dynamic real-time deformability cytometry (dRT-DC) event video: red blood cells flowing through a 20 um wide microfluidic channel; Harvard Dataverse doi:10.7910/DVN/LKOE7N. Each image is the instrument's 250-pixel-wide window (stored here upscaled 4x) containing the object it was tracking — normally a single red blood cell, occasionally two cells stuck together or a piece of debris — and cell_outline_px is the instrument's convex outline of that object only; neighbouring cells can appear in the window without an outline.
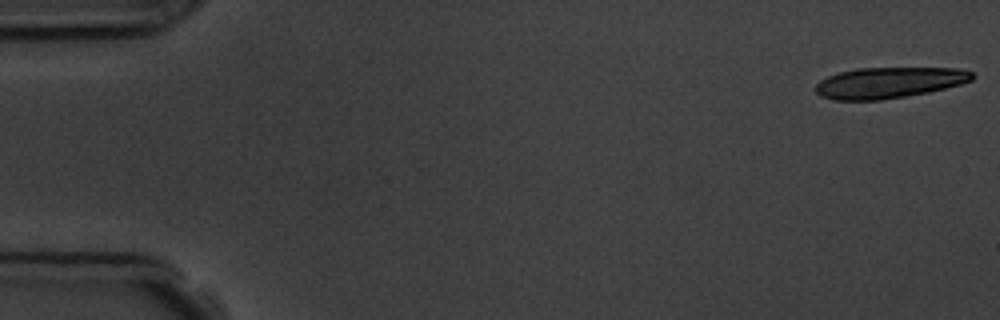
{"species": "common noctule bat (a hibernating species)", "species_latin": "Nyctalus noctula", "temperature_condition": "room temperature", "stored_images_in_passage": 9, "camera_frame_rate_fps": 3000, "um_per_image_px": 0.085, "animal": {"sex": "male", "body_mass_g": 19.5, "forearm_length_mm": 54.6}, "frame": {"image": 1, "passage_image": 1, "time_ms": 0.0, "image_size_px": [1000, 320], "cell_outline_px": [[976, 76], [972, 80], [960, 84], [928, 92], [880, 100], [832, 100], [820, 96], [816, 92], [816, 84], [820, 80], [828, 76], [840, 72], [856, 68], [960, 68], [972, 72]], "centroid_in_image_um": [75.55, 7.02], "position_along_channel_um": 9.4, "area_um2": 28.21}}
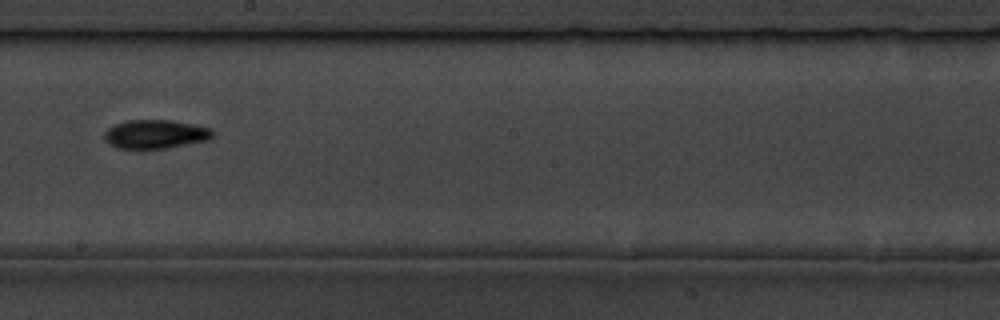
{"frame": {"image": 2, "passage_image": 9, "time_ms": 10.0, "image_size_px": [1000, 320], "cell_outline_px": [[212, 140], [168, 148], [116, 148], [108, 144], [104, 140], [104, 132], [108, 128], [116, 124], [128, 120], [172, 120], [212, 128]], "centroid_in_image_um": [13.22, 11.41], "position_along_channel_um": 235.0, "area_um2": 18.32}}